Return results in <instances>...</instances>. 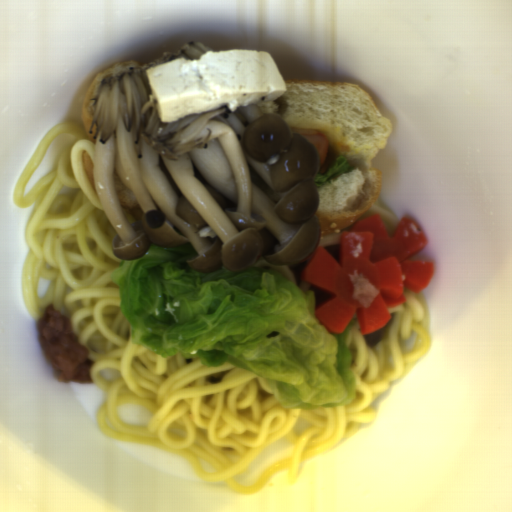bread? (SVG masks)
<instances>
[{"mask_svg": "<svg viewBox=\"0 0 512 512\" xmlns=\"http://www.w3.org/2000/svg\"><path fill=\"white\" fill-rule=\"evenodd\" d=\"M286 90L276 101L256 104L279 116L289 128H311L328 139L324 172L343 156L353 168L335 181L315 187L314 217L321 237L355 225L376 203L383 184L373 156L388 145L391 119L372 97L352 82L283 79Z\"/></svg>", "mask_w": 512, "mask_h": 512, "instance_id": "8d2b1439", "label": "bread"}, {"mask_svg": "<svg viewBox=\"0 0 512 512\" xmlns=\"http://www.w3.org/2000/svg\"><path fill=\"white\" fill-rule=\"evenodd\" d=\"M113 184L119 206L126 209H135L139 202L134 192L125 186L118 176L113 172Z\"/></svg>", "mask_w": 512, "mask_h": 512, "instance_id": "b6be36c0", "label": "bread"}, {"mask_svg": "<svg viewBox=\"0 0 512 512\" xmlns=\"http://www.w3.org/2000/svg\"><path fill=\"white\" fill-rule=\"evenodd\" d=\"M139 66L140 65L137 60H129L126 62H122V63L116 64V65L107 67L106 69H104L103 71L98 73L96 75V77L93 79V81L90 83L89 87L87 88V90L85 91V93L83 95L81 116H82L83 126L86 131V134L92 141H95V139L93 138V136L90 132L91 124L94 119V116H93L92 110H91V105H92V101L100 87L102 78L105 77L106 75H108L109 73H114L117 75L119 73L126 72L133 67H139Z\"/></svg>", "mask_w": 512, "mask_h": 512, "instance_id": "cb027b5d", "label": "bread"}, {"mask_svg": "<svg viewBox=\"0 0 512 512\" xmlns=\"http://www.w3.org/2000/svg\"><path fill=\"white\" fill-rule=\"evenodd\" d=\"M93 160L91 156L87 154V152H84L82 155V165L85 170L87 179L89 181L90 186L95 190V184H94V171H93Z\"/></svg>", "mask_w": 512, "mask_h": 512, "instance_id": "2504dc21", "label": "bread"}]
</instances>
